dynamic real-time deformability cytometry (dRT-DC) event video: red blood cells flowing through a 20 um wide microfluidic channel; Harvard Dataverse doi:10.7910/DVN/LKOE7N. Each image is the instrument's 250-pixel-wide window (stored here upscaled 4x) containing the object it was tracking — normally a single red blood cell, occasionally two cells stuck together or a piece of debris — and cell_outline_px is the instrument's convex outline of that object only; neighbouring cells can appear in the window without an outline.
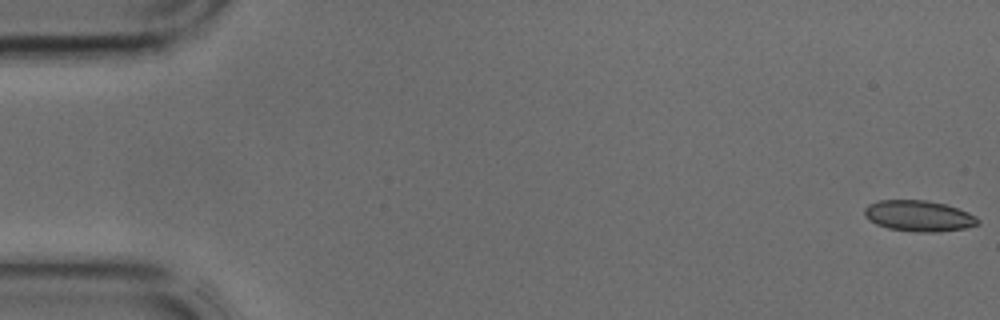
{"species": "common noctule bat (a hibernating species)", "species_latin": "Nyctalus noctula", "temperature_condition": "cold", "stored_images_in_passage": 43, "camera_frame_rate_fps": 3000, "um_per_image_px": 0.085, "animal": {"sex": "male", "body_mass_g": 17.9, "forearm_length_mm": 54.2}, "frame": {"image": 1, "passage_image": 1, "time_ms": 0.0, "image_size_px": [1000, 320], "cell_outline_px": [[980, 224], [964, 228], [940, 232], [920, 232], [888, 228], [876, 224], [868, 220], [864, 216], [864, 208], [868, 204], [880, 200], [928, 200], [948, 204], [968, 212], [976, 216], [980, 220]], "centroid_in_image_um": [78.11, 18.34], "position_along_channel_um": 6.9, "area_um2": 20.69}}
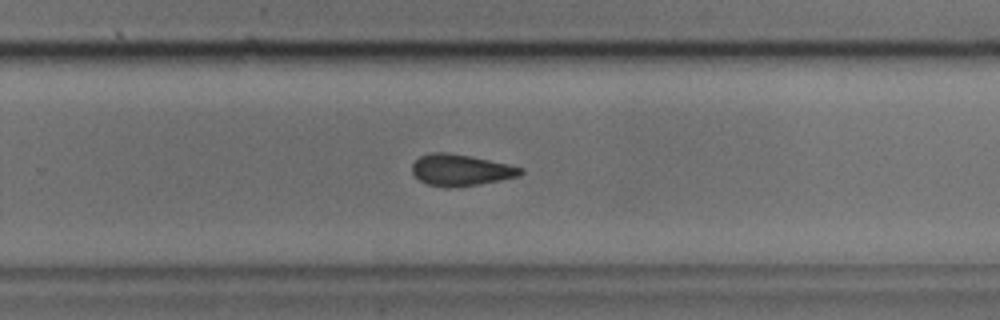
{"frame": {"image": 2, "passage_image": 28, "time_ms": 9.0, "image_size_px": [1000, 320], "cell_outline_px": [[524, 172], [520, 176], [480, 184], [452, 188], [448, 188], [428, 184], [420, 180], [412, 172], [412, 164], [420, 156], [428, 152], [448, 152], [508, 164], [524, 168]], "centroid_in_image_um": [39.16, 14.46], "position_along_channel_um": 290.6, "area_um2": 19.88}}
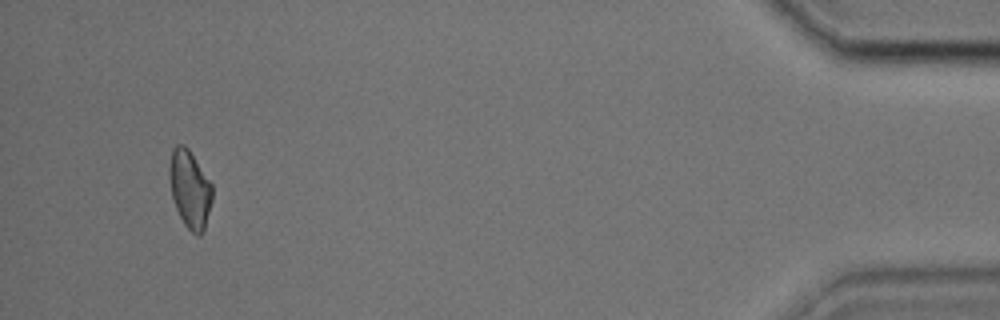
{"frame": {"image": 3, "passage_image": 41, "time_ms": 13.333, "image_size_px": [1000, 320], "cell_outline_px": [[212, 200], [204, 232], [200, 236], [196, 236], [184, 224], [176, 208], [172, 196], [168, 172], [168, 168], [172, 148], [176, 144], [184, 144], [188, 148], [212, 184]], "centroid_in_image_um": [16.13, 16.07], "position_along_channel_um": 419.1, "area_um2": 19.54}}